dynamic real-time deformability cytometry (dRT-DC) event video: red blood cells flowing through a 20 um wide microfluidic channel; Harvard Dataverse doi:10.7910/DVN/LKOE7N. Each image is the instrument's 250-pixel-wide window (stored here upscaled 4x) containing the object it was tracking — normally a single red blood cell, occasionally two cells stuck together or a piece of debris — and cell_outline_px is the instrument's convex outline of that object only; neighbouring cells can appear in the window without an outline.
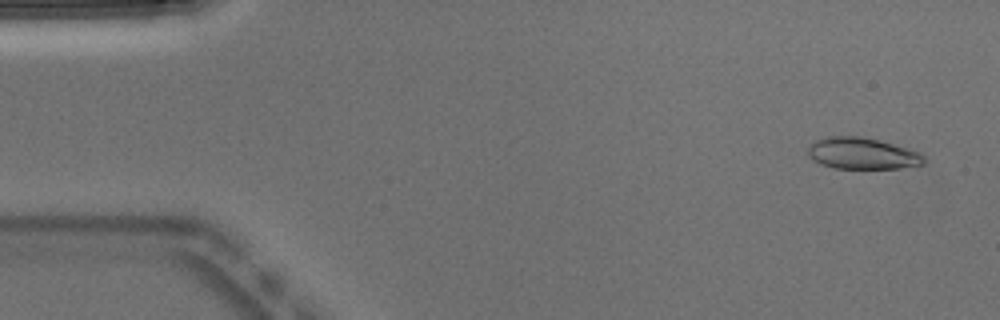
{"species": "Egyptian fruit bat (a non-hibernating species)", "species_latin": "Rousettus aegyptiacus", "temperature_condition": "warm", "stored_images_in_passage": 51, "camera_frame_rate_fps": 3000, "um_per_image_px": 0.085, "animal": {"sex": "male"}, "frame": {"image": 1, "passage_image": 3, "time_ms": 0.667, "image_size_px": [1000, 320], "cell_outline_px": [[928, 160], [924, 164], [900, 168], [832, 168], [820, 164], [808, 156], [808, 148], [816, 140], [828, 136], [864, 136], [880, 140], [908, 148], [920, 152]], "centroid_in_image_um": [73.33, 13.04], "position_along_channel_um": 11.7, "area_um2": 21.5}}
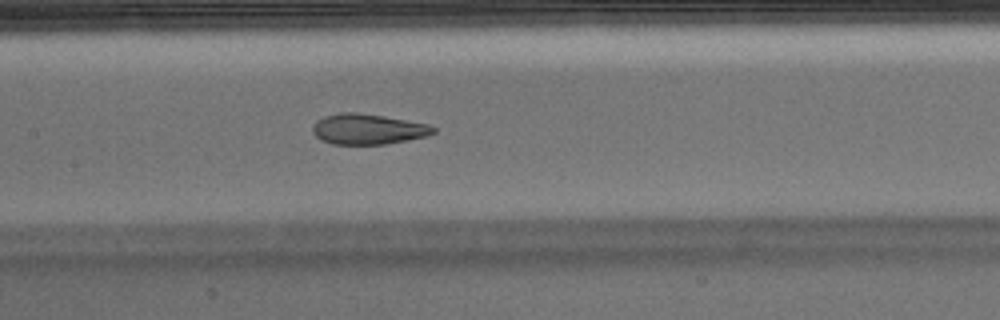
{"frame": {"image": 2, "passage_image": 24, "time_ms": 7.667, "image_size_px": [1000, 320], "cell_outline_px": [[436, 132], [428, 136], [408, 140], [384, 144], [332, 144], [320, 140], [312, 132], [312, 124], [316, 120], [324, 116], [340, 112], [356, 112], [384, 116], [428, 124], [436, 128]], "centroid_in_image_um": [31.25, 10.97], "position_along_channel_um": 176.2, "area_um2": 21.62}}
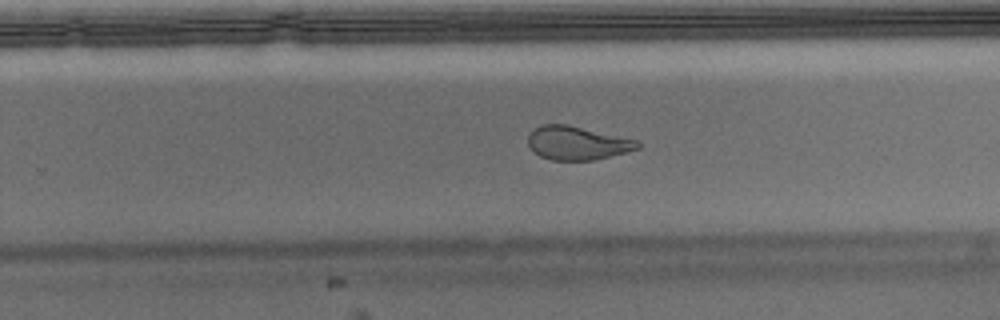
{"frame": {"image": 3, "passage_image": 32, "time_ms": 10.333, "image_size_px": [1000, 320], "cell_outline_px": [[640, 148], [592, 160], [552, 160], [540, 156], [528, 144], [528, 136], [532, 128], [540, 124], [568, 124], [636, 140], [640, 144]], "centroid_in_image_um": [49.01, 12.14], "position_along_channel_um": 280.8, "area_um2": 21.21}, "authors_computed_cell_mechanics": {"area_um2": 22.4842, "velocity_mm_per_s": 3.9406, "shape_relaxation_time_tau1_ms": null, "shape_relaxation_time_tau2_ms": 1.5205, "deformation_change_tau1": null, "deformation_change_tau2": 0.0953}}